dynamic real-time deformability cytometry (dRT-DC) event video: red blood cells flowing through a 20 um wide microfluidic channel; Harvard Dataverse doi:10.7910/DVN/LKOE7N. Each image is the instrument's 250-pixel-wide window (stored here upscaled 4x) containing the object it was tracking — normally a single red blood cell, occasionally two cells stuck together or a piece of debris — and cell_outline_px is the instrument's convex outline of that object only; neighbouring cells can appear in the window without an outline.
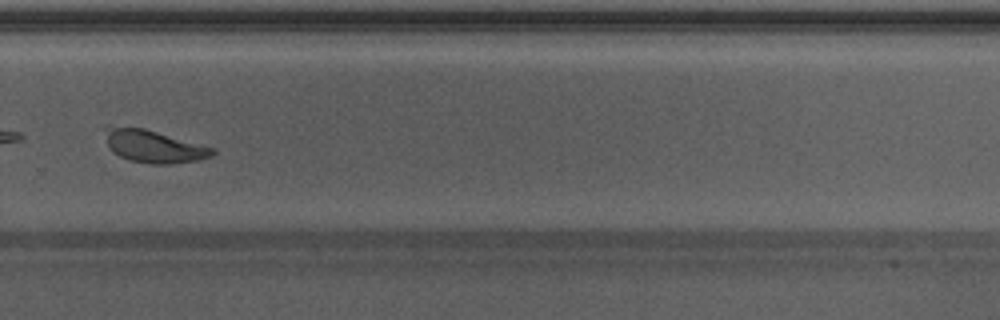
{"species": "Egyptian fruit bat (a non-hibernating species)", "species_latin": "Rousettus aegyptiacus", "temperature_condition": "warm", "stored_images_in_passage": 35, "camera_frame_rate_fps": 3000, "um_per_image_px": 0.085, "animal": {"sex": "male"}, "frame": {"image": 1, "passage_image": 22, "time_ms": 7.0, "image_size_px": [1000, 320], "cell_outline_px": [[216, 152], [212, 156], [200, 160], [168, 164], [152, 164], [132, 160], [120, 156], [112, 152], [108, 148], [104, 128], [108, 124], [144, 128], [216, 148]], "centroid_in_image_um": [13.05, 12.41], "position_along_channel_um": 316.7, "area_um2": 20.69}}